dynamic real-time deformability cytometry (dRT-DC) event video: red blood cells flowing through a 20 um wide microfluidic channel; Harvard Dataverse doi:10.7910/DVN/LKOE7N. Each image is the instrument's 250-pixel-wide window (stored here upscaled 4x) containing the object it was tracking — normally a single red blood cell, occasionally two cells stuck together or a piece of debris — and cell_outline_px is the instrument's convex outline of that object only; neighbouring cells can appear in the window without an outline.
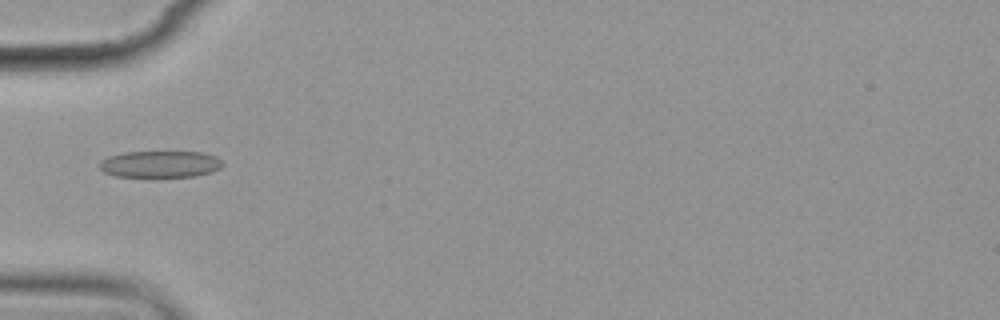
{"species": "common noctule bat (a hibernating species)", "species_latin": "Nyctalus noctula", "temperature_condition": "cold", "stored_images_in_passage": 10, "camera_frame_rate_fps": 3000, "um_per_image_px": 0.085, "animal": {"sex": "female", "body_mass_g": 19.9}, "frame": {"image": 1, "passage_image": 5, "time_ms": 5.0, "image_size_px": [1000, 320], "cell_outline_px": [[224, 164], [220, 168], [212, 172], [196, 176], [116, 176], [104, 172], [100, 168], [100, 160], [108, 156], [124, 152], [200, 152], [216, 156]], "centroid_in_image_um": [13.62, 13.94], "position_along_channel_um": 71.4, "area_um2": 19.02}}
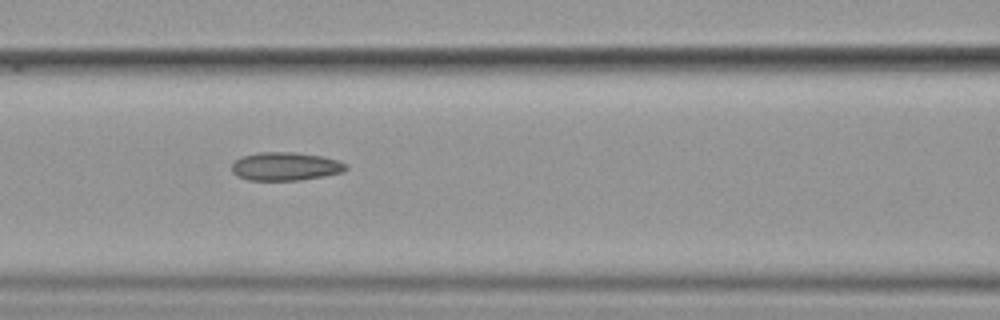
{"frame": {"image": 2, "passage_image": 7, "time_ms": 7.0, "image_size_px": [1000, 320], "cell_outline_px": [[348, 168], [340, 172], [324, 176], [300, 180], [248, 180], [236, 176], [232, 172], [232, 164], [240, 156], [256, 152], [296, 152], [324, 156], [340, 160], [348, 164]], "centroid_in_image_um": [24.26, 14.13], "position_along_channel_um": 142.3, "area_um2": 19.13}}
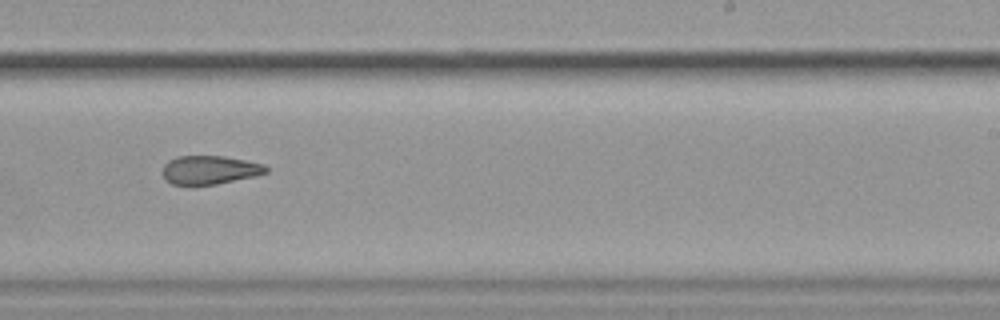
{"frame": {"image": 3, "passage_image": 10, "time_ms": 10.667, "image_size_px": [1000, 320], "cell_outline_px": [[268, 172], [256, 176], [216, 184], [172, 184], [164, 180], [160, 172], [164, 164], [168, 160], [176, 156], [224, 156], [264, 164], [268, 168]], "centroid_in_image_um": [17.78, 14.44], "position_along_channel_um": 271.2, "area_um2": 17.4}}